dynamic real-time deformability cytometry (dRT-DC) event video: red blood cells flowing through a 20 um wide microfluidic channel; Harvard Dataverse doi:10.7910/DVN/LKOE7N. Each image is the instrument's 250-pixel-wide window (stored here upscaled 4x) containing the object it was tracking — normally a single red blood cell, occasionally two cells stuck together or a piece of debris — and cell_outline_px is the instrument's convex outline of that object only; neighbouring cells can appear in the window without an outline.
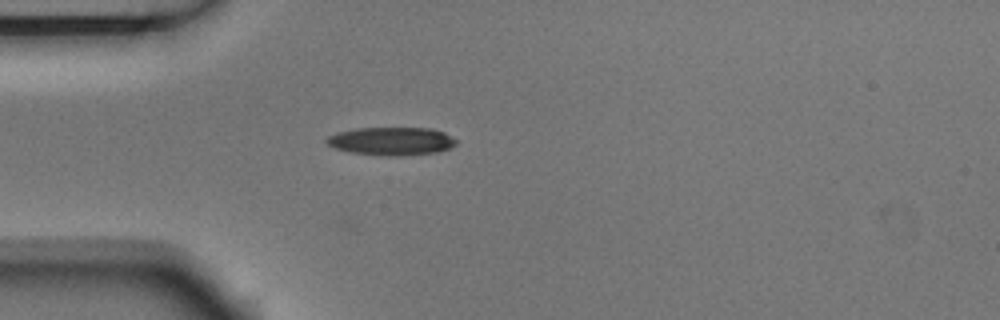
{"species": "Egyptian fruit bat (a non-hibernating species)", "species_latin": "Rousettus aegyptiacus", "temperature_condition": "room temperature", "stored_images_in_passage": 5, "camera_frame_rate_fps": 3000, "um_per_image_px": 0.085, "animal": {"sex": "male"}, "frame": {"image": 1, "passage_image": 5, "time_ms": 1.333, "image_size_px": [1000, 320], "cell_outline_px": [[456, 144], [448, 148], [436, 152], [400, 156], [380, 156], [352, 152], [336, 148], [328, 144], [324, 140], [328, 136], [336, 132], [356, 128], [432, 128], [444, 132], [456, 140]], "centroid_in_image_um": [33.25, 11.99], "position_along_channel_um": 51.8, "area_um2": 21.21}}